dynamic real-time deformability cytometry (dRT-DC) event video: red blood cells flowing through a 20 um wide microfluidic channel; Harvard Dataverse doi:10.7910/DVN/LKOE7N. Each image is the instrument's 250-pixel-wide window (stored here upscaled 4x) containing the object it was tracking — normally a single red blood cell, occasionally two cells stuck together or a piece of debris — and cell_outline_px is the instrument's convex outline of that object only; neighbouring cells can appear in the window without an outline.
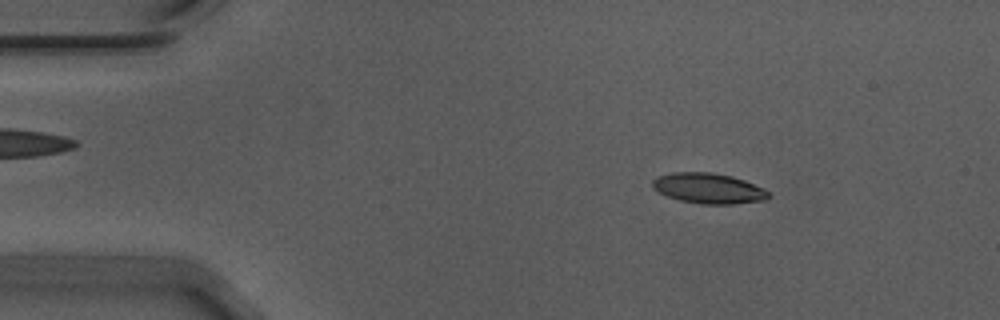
{"species": "Egyptian fruit bat (a non-hibernating species)", "species_latin": "Rousettus aegyptiacus", "temperature_condition": "warm", "stored_images_in_passage": 55, "camera_frame_rate_fps": 3000, "um_per_image_px": 0.085, "animal": {"sex": "male"}, "frame": {"image": 1, "passage_image": 8, "time_ms": 2.333, "image_size_px": [1000, 320], "cell_outline_px": [[772, 196], [764, 200], [732, 204], [704, 204], [680, 200], [668, 196], [652, 188], [652, 180], [656, 176], [672, 172], [712, 172], [732, 176], [744, 180], [764, 188]], "centroid_in_image_um": [60.22, 16.0], "position_along_channel_um": 24.8, "area_um2": 20.58}}
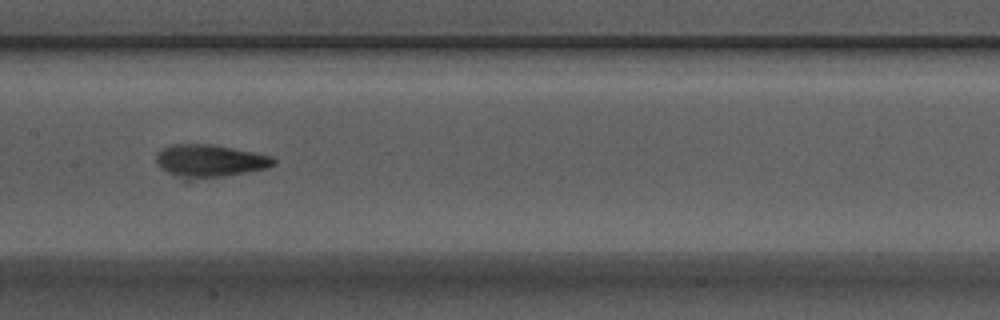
{"frame": {"image": 2, "passage_image": 27, "time_ms": 8.667, "image_size_px": [1000, 320], "cell_outline_px": [[276, 164], [268, 168], [224, 176], [176, 176], [160, 168], [156, 164], [156, 156], [164, 148], [172, 144], [208, 144], [232, 148], [272, 156], [276, 160]], "centroid_in_image_um": [17.87, 13.64], "position_along_channel_um": 189.5, "area_um2": 21.5}}
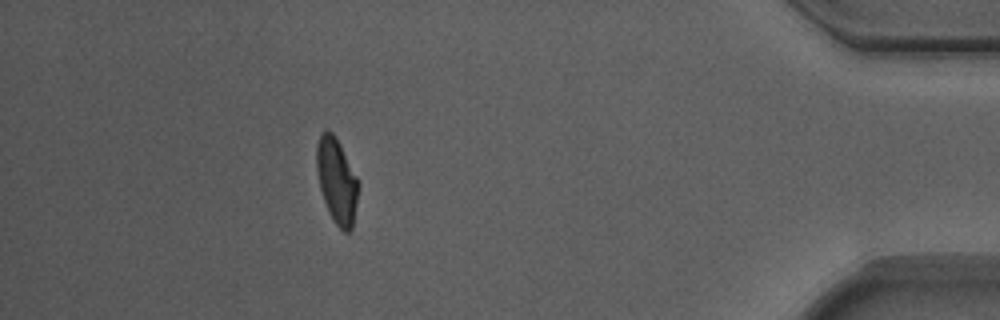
{"frame": {"image": 3, "passage_image": 49, "time_ms": 16.0, "image_size_px": [1000, 320], "cell_outline_px": [[360, 184], [352, 228], [348, 232], [344, 232], [332, 220], [328, 212], [320, 188], [316, 168], [316, 144], [320, 136], [324, 132], [332, 132], [360, 180]], "centroid_in_image_um": [28.64, 15.41], "position_along_channel_um": 406.6, "area_um2": 20.69}, "authors_computed_cell_mechanics": {"area_um2": 20.6924, "velocity_mm_per_s": 3.7135, "shape_relaxation_time_tau1_ms": 7.7665, "shape_relaxation_time_tau2_ms": 1.7788, "deformation_change_tau1": 0.2169, "deformation_change_tau2": 0.0897}}